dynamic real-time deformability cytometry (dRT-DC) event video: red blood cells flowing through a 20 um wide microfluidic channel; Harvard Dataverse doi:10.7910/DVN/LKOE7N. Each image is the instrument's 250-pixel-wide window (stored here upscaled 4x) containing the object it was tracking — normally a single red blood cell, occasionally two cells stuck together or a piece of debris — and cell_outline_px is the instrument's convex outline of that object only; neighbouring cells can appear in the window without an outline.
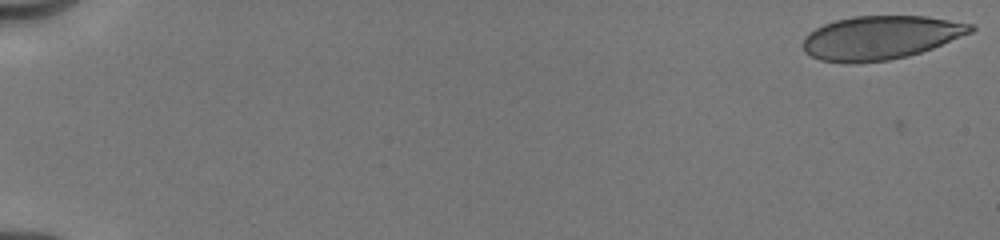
{"species": "human", "species_latin": "Homo sapiens", "temperature_condition": "cold", "stored_images_in_passage": 18, "camera_frame_rate_fps": 3000, "um_per_image_px": 0.085, "donor": {"sex": "male"}, "frame": {"image": 1, "passage_image": 1, "time_ms": 0.0, "image_size_px": [1000, 240], "cell_outline_px": [[976, 28], [972, 32], [932, 48], [908, 56], [888, 60], [856, 64], [848, 64], [820, 60], [804, 52], [804, 36], [808, 32], [824, 24], [836, 20], [852, 16], [924, 16], [972, 24]], "centroid_in_image_um": [74.81, 3.21], "position_along_channel_um": 10.2, "area_um2": 42.66}}
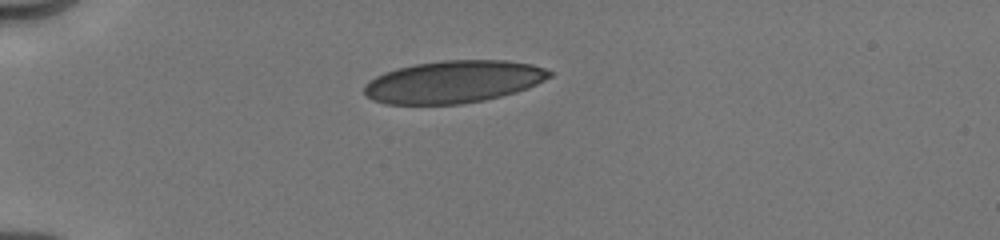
{"frame": {"image": 2, "passage_image": 13, "time_ms": 4.667, "image_size_px": [1000, 240], "cell_outline_px": [[552, 76], [528, 88], [516, 92], [484, 100], [460, 104], [384, 104], [372, 100], [364, 92], [364, 84], [368, 80], [384, 72], [396, 68], [416, 64], [444, 60], [504, 60], [532, 64], [544, 68], [552, 72]], "centroid_in_image_um": [38.53, 6.95], "position_along_channel_um": 46.5, "area_um2": 45.78}}
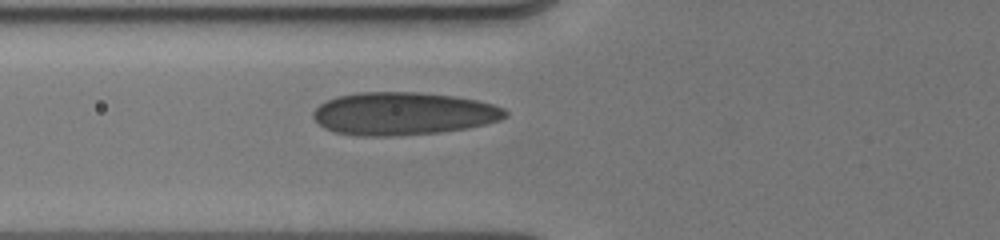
{"frame": {"image": 3, "passage_image": 18, "time_ms": 6.667, "image_size_px": [1000, 240], "cell_outline_px": [[508, 116], [500, 120], [468, 128], [440, 132], [392, 136], [360, 136], [336, 132], [324, 128], [312, 116], [312, 112], [320, 104], [336, 96], [360, 92], [420, 92], [456, 96], [476, 100], [492, 104], [504, 108], [508, 112]], "centroid_in_image_um": [34.29, 9.65], "position_along_channel_um": 91.5, "area_um2": 48.03}}